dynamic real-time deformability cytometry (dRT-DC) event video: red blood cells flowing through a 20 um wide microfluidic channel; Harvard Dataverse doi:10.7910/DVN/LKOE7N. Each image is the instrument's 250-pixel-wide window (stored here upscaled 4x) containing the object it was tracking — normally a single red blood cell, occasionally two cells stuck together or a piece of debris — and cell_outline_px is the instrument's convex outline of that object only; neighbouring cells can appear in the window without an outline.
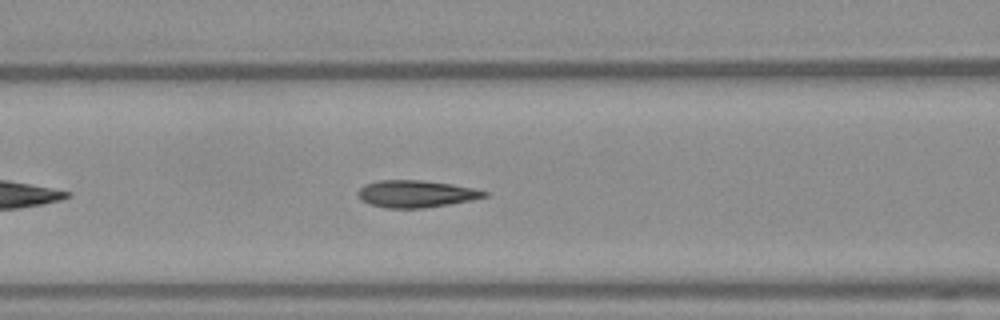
{"species": "Egyptian fruit bat (a non-hibernating species)", "species_latin": "Rousettus aegyptiacus", "temperature_condition": "warm", "stored_images_in_passage": 36, "camera_frame_rate_fps": 3000, "um_per_image_px": 0.085, "frame": {"image": 1, "passage_image": 6, "time_ms": 1.667, "image_size_px": [1000, 320], "cell_outline_px": [[488, 196], [448, 204], [424, 208], [384, 208], [368, 204], [360, 200], [356, 196], [356, 192], [364, 184], [380, 180], [420, 180], [452, 184], [472, 188], [488, 192]], "centroid_in_image_um": [35.27, 16.48], "position_along_channel_um": 131.3, "area_um2": 20.0}}
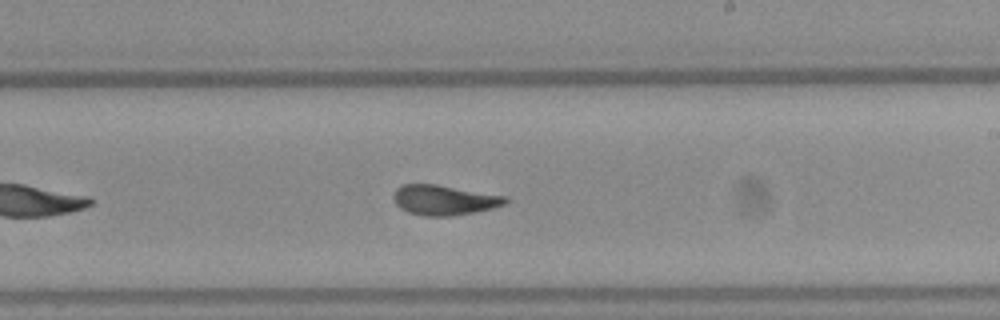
{"frame": {"image": 2, "passage_image": 15, "time_ms": 4.667, "image_size_px": [1000, 320], "cell_outline_px": [[508, 200], [504, 204], [492, 208], [472, 212], [448, 216], [420, 216], [408, 212], [400, 208], [396, 204], [392, 196], [396, 188], [404, 184], [436, 184], [508, 196]], "centroid_in_image_um": [37.72, 16.99], "position_along_channel_um": 251.3, "area_um2": 19.59}}
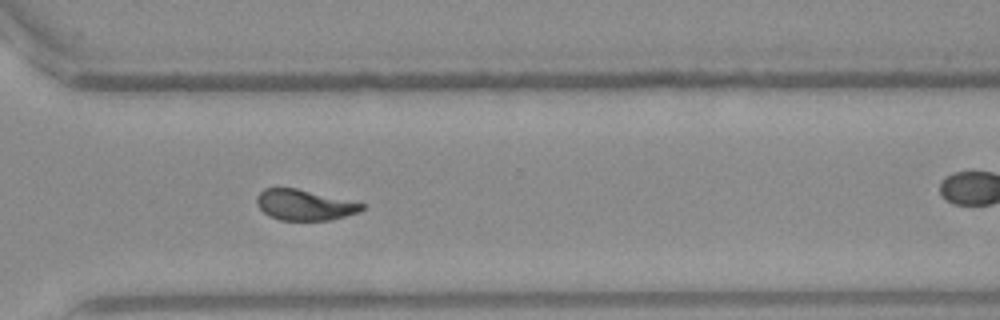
{"frame": {"image": 3, "passage_image": 22, "time_ms": 7.0, "image_size_px": [1000, 320], "cell_outline_px": [[364, 208], [360, 212], [332, 220], [280, 220], [268, 216], [256, 204], [256, 196], [264, 188], [296, 188], [364, 204]], "centroid_in_image_um": [25.85, 17.43], "position_along_channel_um": 344.8, "area_um2": 18.67}, "authors_computed_cell_mechanics": {"area_um2": 19.8254, "velocity_mm_per_s": 4.0079, "shape_relaxation_time_tau1_ms": 4.8692, "shape_relaxation_time_tau2_ms": 1.0509, "deformation_change_tau1": 0.1902, "deformation_change_tau2": 0.0815}}